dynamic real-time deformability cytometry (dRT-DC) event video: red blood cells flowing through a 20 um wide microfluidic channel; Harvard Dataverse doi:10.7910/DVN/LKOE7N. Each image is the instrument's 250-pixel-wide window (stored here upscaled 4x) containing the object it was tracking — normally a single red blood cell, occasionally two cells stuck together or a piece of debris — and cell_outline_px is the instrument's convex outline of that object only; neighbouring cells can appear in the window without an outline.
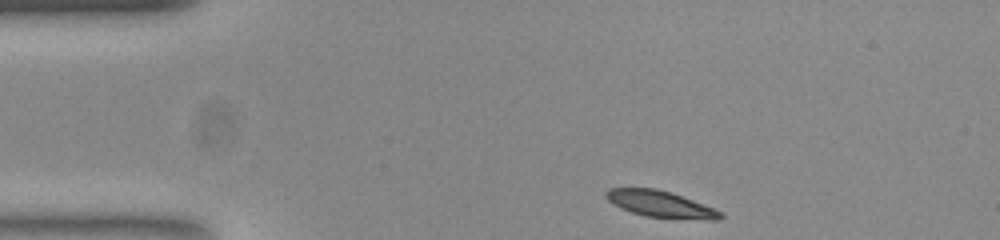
{"species": "common noctule bat (a hibernating species)", "species_latin": "Nyctalus noctula", "temperature_condition": "room temperature", "stored_images_in_passage": 46, "camera_frame_rate_fps": 3000, "um_per_image_px": 0.085, "animal": {"sex": "female", "body_mass_g": 23.0, "forearm_length_mm": 53.4}, "frame": {"image": 1, "passage_image": 1, "time_ms": 0.0, "image_size_px": [1000, 240], "cell_outline_px": [[724, 216], [720, 220], [712, 220], [644, 216], [632, 212], [608, 200], [604, 196], [604, 192], [608, 188], [656, 188], [672, 192], [712, 208], [720, 212]], "centroid_in_image_um": [56.13, 17.33], "position_along_channel_um": 28.9, "area_um2": 17.34}}
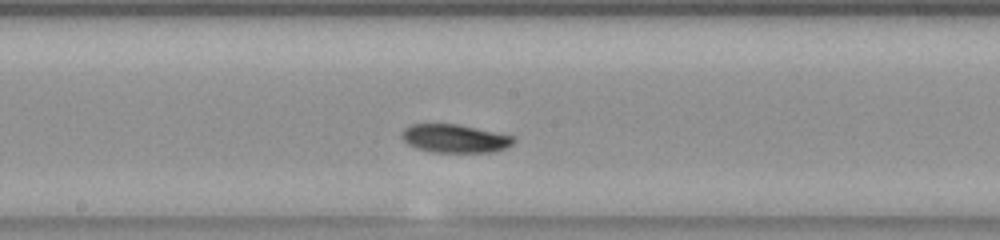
{"frame": {"image": 2, "passage_image": 20, "time_ms": 6.333, "image_size_px": [1000, 240], "cell_outline_px": [[516, 140], [512, 144], [504, 148], [492, 152], [432, 152], [416, 148], [408, 144], [400, 136], [404, 128], [412, 124], [456, 124], [516, 136]], "centroid_in_image_um": [38.66, 11.77], "position_along_channel_um": 209.5, "area_um2": 18.44}}
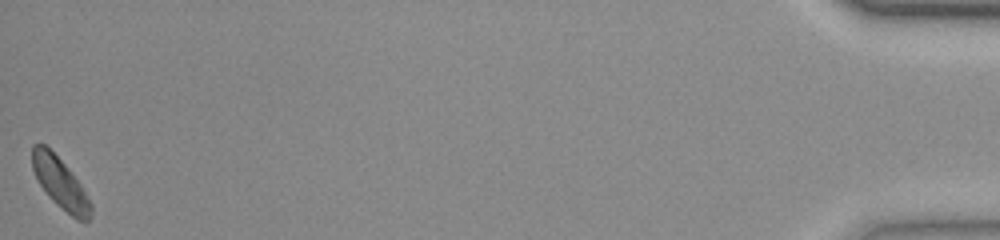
{"frame": {"image": 3, "passage_image": 46, "time_ms": 15.0, "image_size_px": [1000, 240], "cell_outline_px": [[92, 216], [88, 220], [76, 220], [56, 204], [48, 196], [40, 184], [32, 168], [32, 144], [44, 144], [68, 168], [80, 184], [88, 196], [92, 204]], "centroid_in_image_um": [5.14, 15.6], "position_along_channel_um": 430.1, "area_um2": 17.17}, "authors_computed_cell_mechanics": {"area_um2": 18.0625, "velocity_mm_per_s": 3.7174, "shape_relaxation_time_tau1_ms": 1.6708, "shape_relaxation_time_tau2_ms": null, "deformation_change_tau1": 0.0835, "deformation_change_tau2": null}}